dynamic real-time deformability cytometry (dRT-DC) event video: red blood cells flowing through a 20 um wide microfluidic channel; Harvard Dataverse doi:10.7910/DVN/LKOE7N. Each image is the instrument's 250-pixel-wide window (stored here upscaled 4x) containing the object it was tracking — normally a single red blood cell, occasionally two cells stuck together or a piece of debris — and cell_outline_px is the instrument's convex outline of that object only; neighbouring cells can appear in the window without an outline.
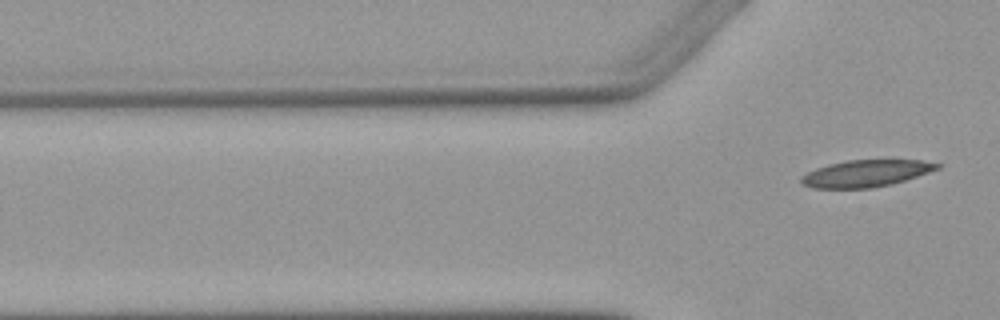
{"species": "Egyptian fruit bat (a non-hibernating species)", "species_latin": "Rousettus aegyptiacus", "temperature_condition": "warm", "stored_images_in_passage": 3, "camera_frame_rate_fps": 3000, "um_per_image_px": 0.085, "animal": {"sex": "female"}, "frame": {"image": 1, "passage_image": 3, "time_ms": 6.0, "image_size_px": [1000, 320], "cell_outline_px": [[940, 168], [892, 184], [872, 188], [812, 188], [800, 184], [800, 176], [816, 168], [828, 164], [848, 160], [924, 160], [940, 164]], "centroid_in_image_um": [73.56, 14.74], "position_along_channel_um": 52.2, "area_um2": 21.27}}